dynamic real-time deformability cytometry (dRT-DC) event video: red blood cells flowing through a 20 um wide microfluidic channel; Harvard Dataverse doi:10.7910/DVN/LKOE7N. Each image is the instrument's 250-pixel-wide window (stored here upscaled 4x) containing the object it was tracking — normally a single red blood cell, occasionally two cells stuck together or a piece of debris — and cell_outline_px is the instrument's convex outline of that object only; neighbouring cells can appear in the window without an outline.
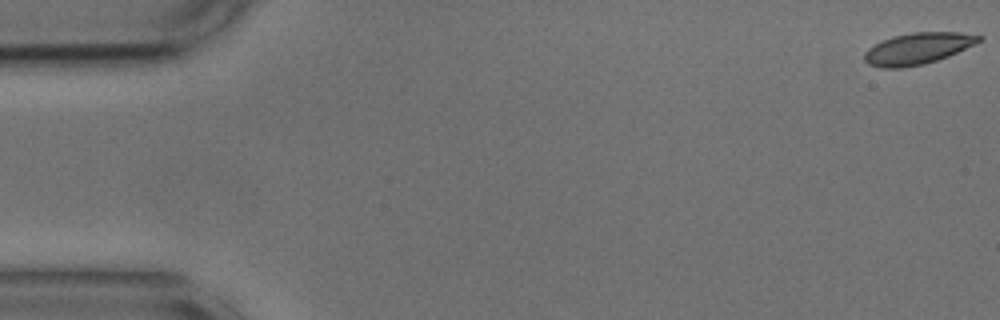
{"species": "common noctule bat (a hibernating species)", "species_latin": "Nyctalus noctula", "temperature_condition": "cold", "stored_images_in_passage": 9, "camera_frame_rate_fps": 3000, "um_per_image_px": 0.085, "animal": {"sex": "male", "body_mass_g": 17.9, "forearm_length_mm": 54.2}, "frame": {"image": 1, "passage_image": 1, "time_ms": 0.0, "image_size_px": [1000, 320], "cell_outline_px": [[984, 36], [980, 40], [948, 56], [924, 64], [900, 68], [884, 68], [868, 64], [864, 60], [864, 52], [868, 48], [892, 36], [912, 32], [960, 32]], "centroid_in_image_um": [77.96, 4.12], "position_along_channel_um": 7.0, "area_um2": 20.69}}